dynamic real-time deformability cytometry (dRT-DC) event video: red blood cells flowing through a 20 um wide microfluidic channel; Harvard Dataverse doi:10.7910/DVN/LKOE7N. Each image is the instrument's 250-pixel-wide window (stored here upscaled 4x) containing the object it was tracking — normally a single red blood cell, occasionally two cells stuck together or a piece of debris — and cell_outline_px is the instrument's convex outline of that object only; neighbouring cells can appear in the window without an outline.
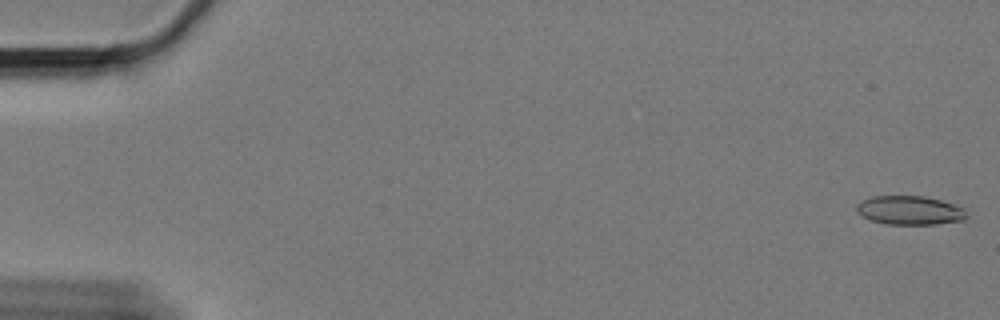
{"species": "Egyptian fruit bat (a non-hibernating species)", "species_latin": "Rousettus aegyptiacus", "temperature_condition": "cold", "stored_images_in_passage": 60, "camera_frame_rate_fps": 3000, "um_per_image_px": 0.085, "animal": {"sex": "female"}, "frame": {"image": 1, "passage_image": 1, "time_ms": 0.0, "image_size_px": [1000, 320], "cell_outline_px": [[968, 216], [964, 220], [936, 224], [884, 224], [872, 220], [856, 212], [856, 204], [860, 200], [872, 196], [924, 196], [940, 200], [964, 208]], "centroid_in_image_um": [77.31, 17.87], "position_along_channel_um": 7.7, "area_um2": 18.55}}
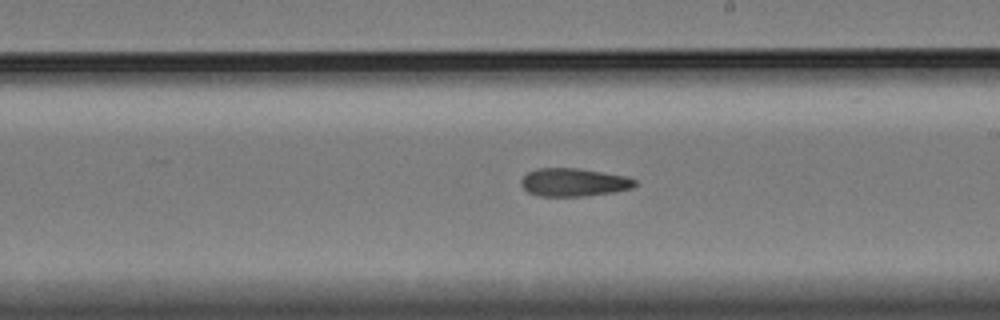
{"frame": {"image": 2, "passage_image": 35, "time_ms": 11.333, "image_size_px": [1000, 320], "cell_outline_px": [[636, 184], [632, 188], [612, 192], [580, 196], [540, 196], [528, 192], [520, 184], [520, 180], [528, 172], [536, 168], [576, 168], [624, 176], [636, 180]], "centroid_in_image_um": [48.72, 15.49], "position_along_channel_um": 240.3, "area_um2": 18.38}}
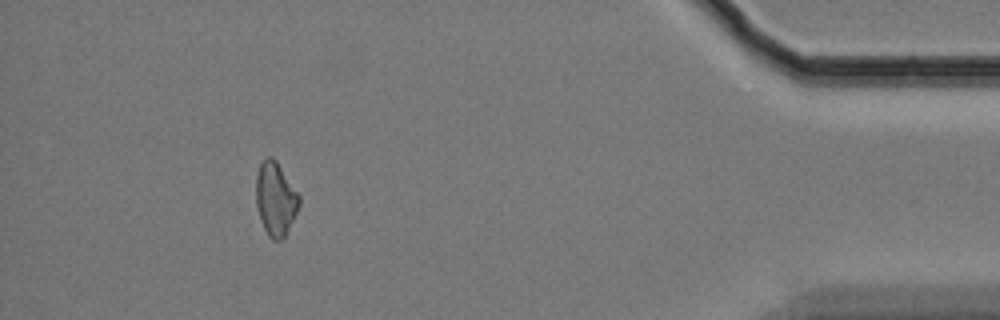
{"frame": {"image": 3, "passage_image": 55, "time_ms": 18.0, "image_size_px": [1000, 320], "cell_outline_px": [[300, 204], [284, 236], [280, 240], [272, 240], [268, 236], [260, 220], [256, 204], [256, 176], [260, 164], [268, 156], [272, 156], [276, 160], [300, 196]], "centroid_in_image_um": [23.4, 16.89], "position_along_channel_um": 411.8, "area_um2": 18.26}, "authors_computed_cell_mechanics": {"area_um2": 18.8139, "velocity_mm_per_s": 3.3578, "shape_relaxation_time_tau1_ms": null, "shape_relaxation_time_tau2_ms": 10.7163, "deformation_change_tau1": null, "deformation_change_tau2": 0.2127}}